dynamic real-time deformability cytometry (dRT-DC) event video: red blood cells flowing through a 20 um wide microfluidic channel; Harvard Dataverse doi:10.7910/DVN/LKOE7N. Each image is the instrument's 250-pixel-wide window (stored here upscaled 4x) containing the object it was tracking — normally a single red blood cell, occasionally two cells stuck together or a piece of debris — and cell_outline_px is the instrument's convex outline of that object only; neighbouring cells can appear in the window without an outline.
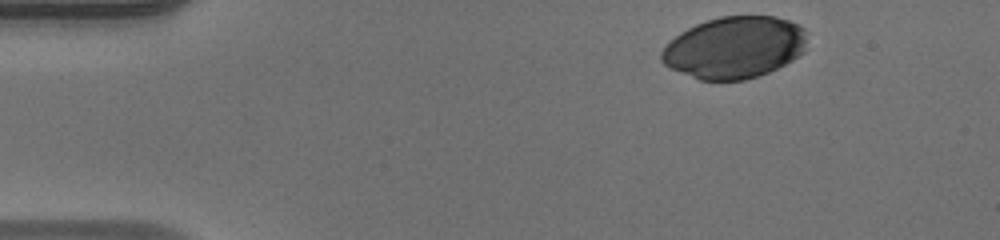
{"species": "human", "species_latin": "Homo sapiens", "temperature_condition": "warm", "stored_images_in_passage": 35, "camera_frame_rate_fps": 3000, "um_per_image_px": 0.085, "donor": {"sex": "male"}, "frame": {"image": 1, "passage_image": 1, "time_ms": 0.0, "image_size_px": [1000, 240], "cell_outline_px": [[804, 52], [792, 60], [768, 72], [744, 80], [700, 80], [672, 68], [664, 64], [660, 60], [660, 52], [680, 32], [696, 24], [720, 16], [772, 16], [788, 20], [804, 28]], "centroid_in_image_um": [62.42, 4.03], "position_along_channel_um": 22.6, "area_um2": 51.85}}
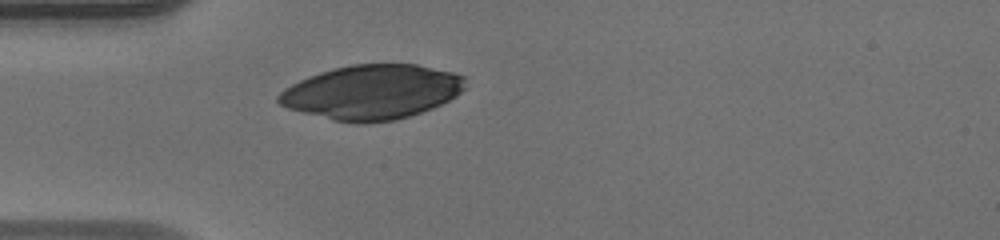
{"frame": {"image": 2, "passage_image": 9, "time_ms": 2.667, "image_size_px": [1000, 240], "cell_outline_px": [[468, 76], [464, 88], [456, 96], [432, 108], [396, 120], [364, 124], [356, 124], [332, 120], [288, 108], [280, 104], [276, 100], [276, 96], [284, 88], [308, 76], [332, 68], [352, 64], [416, 64], [452, 72]], "centroid_in_image_um": [31.61, 7.83], "position_along_channel_um": 53.4, "area_um2": 59.48}}
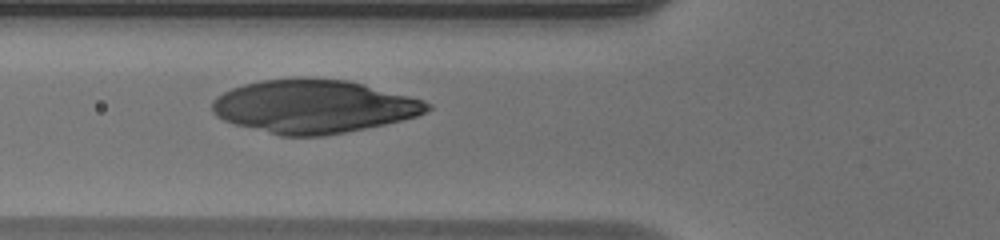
{"frame": {"image": 3, "passage_image": 13, "time_ms": 4.0, "image_size_px": [1000, 240], "cell_outline_px": [[432, 108], [416, 116], [384, 124], [324, 136], [280, 136], [236, 124], [224, 120], [216, 116], [212, 112], [212, 100], [216, 96], [232, 88], [244, 84], [260, 80], [348, 80], [424, 100], [432, 104]], "centroid_in_image_um": [26.64, 9.07], "position_along_channel_um": 99.2, "area_um2": 65.72}}